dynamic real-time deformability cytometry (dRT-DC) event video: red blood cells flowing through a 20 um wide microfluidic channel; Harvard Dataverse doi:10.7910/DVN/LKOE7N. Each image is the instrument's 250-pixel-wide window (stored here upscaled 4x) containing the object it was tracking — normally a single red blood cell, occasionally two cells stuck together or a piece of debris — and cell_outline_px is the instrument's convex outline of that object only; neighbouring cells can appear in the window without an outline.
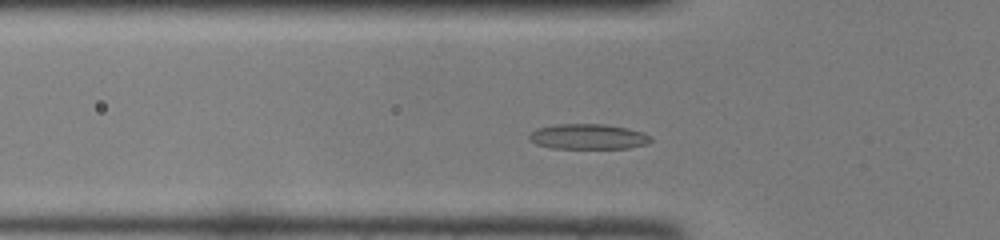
{"species": "common noctule bat (a hibernating species)", "species_latin": "Nyctalus noctula", "temperature_condition": "room temperature", "stored_images_in_passage": 38, "camera_frame_rate_fps": 3000, "um_per_image_px": 0.085, "animal": {"sex": "female", "body_mass_g": 22.0, "forearm_length_mm": 56.7}, "frame": {"image": 1, "passage_image": 7, "time_ms": 2.0, "image_size_px": [1000, 240], "cell_outline_px": [[652, 140], [648, 144], [628, 148], [552, 148], [536, 144], [528, 140], [528, 136], [536, 128], [556, 124], [604, 124], [628, 128], [644, 132], [652, 136]], "centroid_in_image_um": [50.01, 11.61], "position_along_channel_um": 75.8, "area_um2": 18.09}}
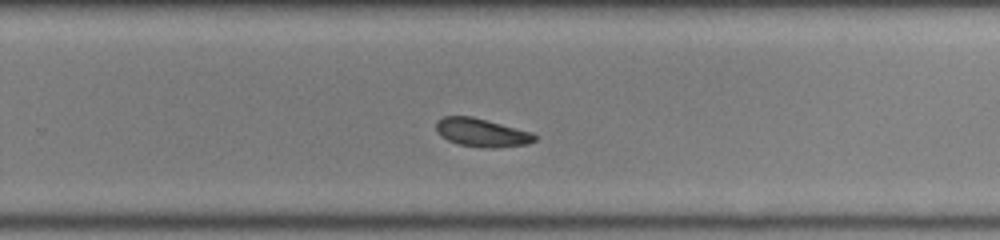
{"frame": {"image": 2, "passage_image": 22, "time_ms": 7.0, "image_size_px": [1000, 240], "cell_outline_px": [[536, 140], [528, 144], [496, 148], [480, 148], [460, 144], [448, 140], [440, 136], [436, 132], [436, 120], [444, 116], [472, 116], [532, 132], [536, 136]], "centroid_in_image_um": [40.93, 11.27], "position_along_channel_um": 288.9, "area_um2": 16.42}}
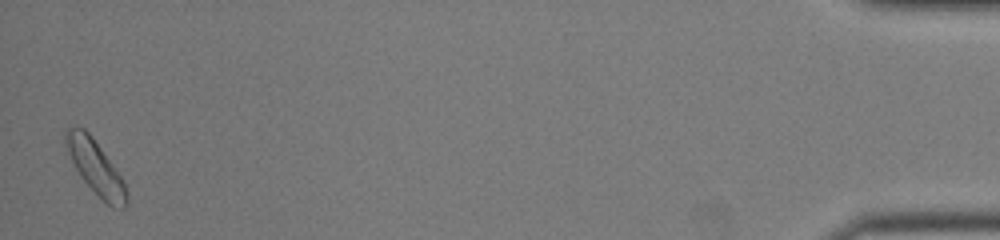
{"frame": {"image": 3, "passage_image": 38, "time_ms": 12.333, "image_size_px": [1000, 240], "cell_outline_px": [[128, 204], [124, 208], [112, 208], [80, 176], [68, 152], [64, 140], [64, 132], [68, 128], [84, 128], [92, 136], [124, 180], [128, 192]], "centroid_in_image_um": [8.16, 14.24], "position_along_channel_um": 427.0, "area_um2": 18.73}}